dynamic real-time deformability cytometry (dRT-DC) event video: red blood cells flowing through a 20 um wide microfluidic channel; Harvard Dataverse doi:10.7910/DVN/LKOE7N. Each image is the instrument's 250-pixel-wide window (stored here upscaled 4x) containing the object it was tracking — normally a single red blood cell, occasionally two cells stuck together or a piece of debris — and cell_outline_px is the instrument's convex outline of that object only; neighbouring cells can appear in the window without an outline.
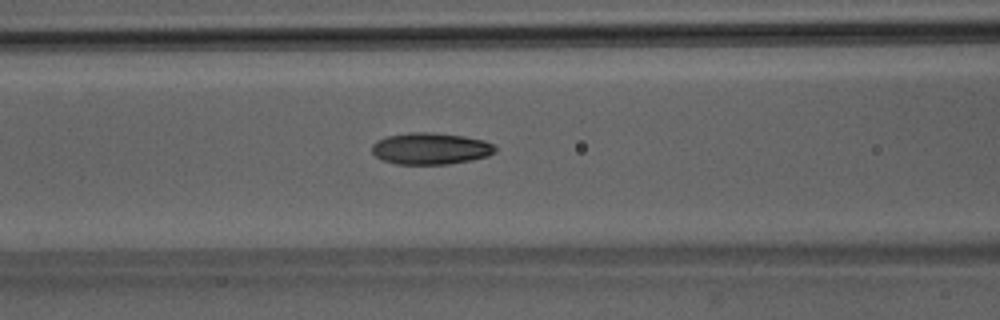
{"species": "Egyptian fruit bat (a non-hibernating species)", "species_latin": "Rousettus aegyptiacus", "temperature_condition": "room temperature", "stored_images_in_passage": 6, "camera_frame_rate_fps": 3000, "um_per_image_px": 0.085, "animal": {"sex": "male"}, "frame": {"image": 1, "passage_image": 6, "time_ms": 6.667, "image_size_px": [1000, 320], "cell_outline_px": [[496, 152], [488, 156], [472, 160], [448, 164], [396, 164], [384, 160], [376, 156], [372, 152], [372, 144], [376, 140], [388, 136], [408, 132], [428, 132], [464, 136], [484, 140], [492, 144], [496, 148]], "centroid_in_image_um": [36.6, 12.63], "position_along_channel_um": 130.0, "area_um2": 22.77}}